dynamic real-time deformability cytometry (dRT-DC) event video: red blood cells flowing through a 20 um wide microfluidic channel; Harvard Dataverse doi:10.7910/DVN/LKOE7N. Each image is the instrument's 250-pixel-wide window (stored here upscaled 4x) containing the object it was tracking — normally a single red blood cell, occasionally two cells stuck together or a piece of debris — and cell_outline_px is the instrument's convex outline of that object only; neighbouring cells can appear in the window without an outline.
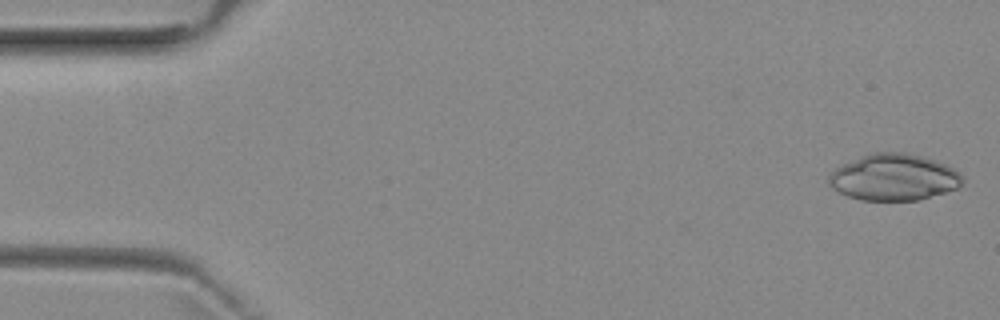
{"species": "common noctule bat (a hibernating species)", "species_latin": "Nyctalus noctula", "temperature_condition": "room temperature", "stored_images_in_passage": 51, "camera_frame_rate_fps": 3000, "um_per_image_px": 0.085, "animal": {"sex": "female", "body_mass_g": 29.2, "forearm_length_mm": 56.3}, "frame": {"image": 1, "passage_image": 1, "time_ms": 0.0, "image_size_px": [1000, 320], "cell_outline_px": [[964, 180], [960, 188], [920, 200], [860, 200], [848, 196], [832, 188], [828, 184], [828, 176], [840, 164], [860, 156], [872, 152], [904, 152], [936, 160], [960, 172], [964, 176]], "centroid_in_image_um": [75.99, 15.07], "position_along_channel_um": 9.0, "area_um2": 36.59}}